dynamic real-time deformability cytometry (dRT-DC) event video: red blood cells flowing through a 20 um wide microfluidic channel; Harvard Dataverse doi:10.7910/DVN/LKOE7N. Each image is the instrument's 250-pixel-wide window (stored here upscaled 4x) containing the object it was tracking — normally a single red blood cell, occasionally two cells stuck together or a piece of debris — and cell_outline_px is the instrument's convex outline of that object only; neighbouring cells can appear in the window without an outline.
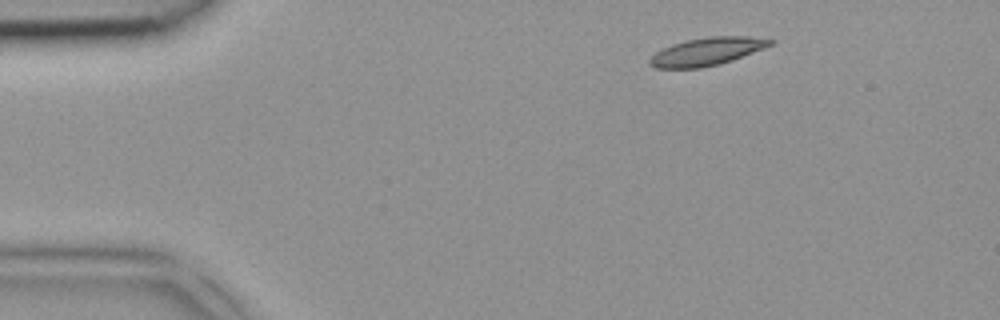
{"species": "common noctule bat (a hibernating species)", "species_latin": "Nyctalus noctula", "temperature_condition": "room temperature", "stored_images_in_passage": 2, "camera_frame_rate_fps": 3000, "um_per_image_px": 0.085, "animal": {"sex": "female", "body_mass_g": 18.4}, "frame": {"image": 1, "passage_image": 2, "time_ms": 0.333, "image_size_px": [1000, 320], "cell_outline_px": [[776, 40], [772, 44], [764, 48], [732, 60], [720, 64], [700, 68], [652, 68], [648, 64], [648, 60], [656, 52], [672, 44], [688, 40], [708, 36], [748, 36]], "centroid_in_image_um": [60.07, 4.38], "position_along_channel_um": 24.9, "area_um2": 19.54}}